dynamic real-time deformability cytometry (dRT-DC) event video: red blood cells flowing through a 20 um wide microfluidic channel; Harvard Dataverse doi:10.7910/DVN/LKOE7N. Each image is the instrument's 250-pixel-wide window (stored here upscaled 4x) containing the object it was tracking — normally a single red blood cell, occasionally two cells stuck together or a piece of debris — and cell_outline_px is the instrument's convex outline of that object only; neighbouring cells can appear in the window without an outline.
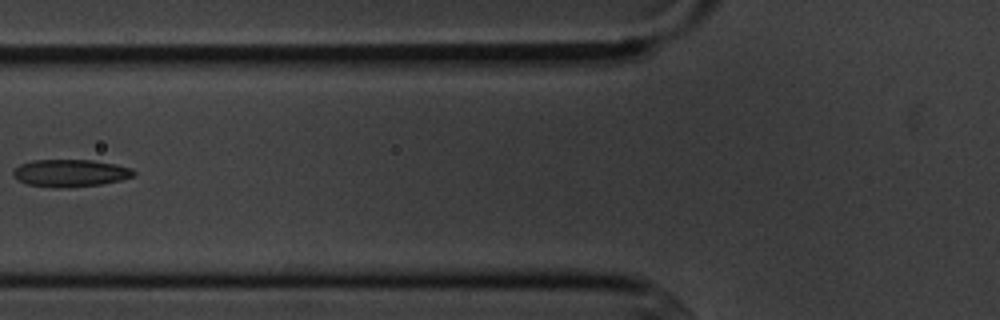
{"species": "common noctule bat (a hibernating species)", "species_latin": "Nyctalus noctula", "temperature_condition": "cold", "stored_images_in_passage": 6, "camera_frame_rate_fps": 3000, "um_per_image_px": 0.085, "animal": {"sex": "male", "body_mass_g": 20.1, "forearm_length_mm": 53.5}, "frame": {"image": 1, "passage_image": 5, "time_ms": 4.667, "image_size_px": [1000, 320], "cell_outline_px": [[136, 172], [132, 176], [120, 180], [100, 184], [56, 188], [52, 188], [28, 184], [16, 180], [12, 176], [12, 172], [20, 164], [32, 160], [92, 160], [116, 164], [132, 168]], "centroid_in_image_um": [5.94, 14.7], "position_along_channel_um": 119.9, "area_um2": 19.19}}
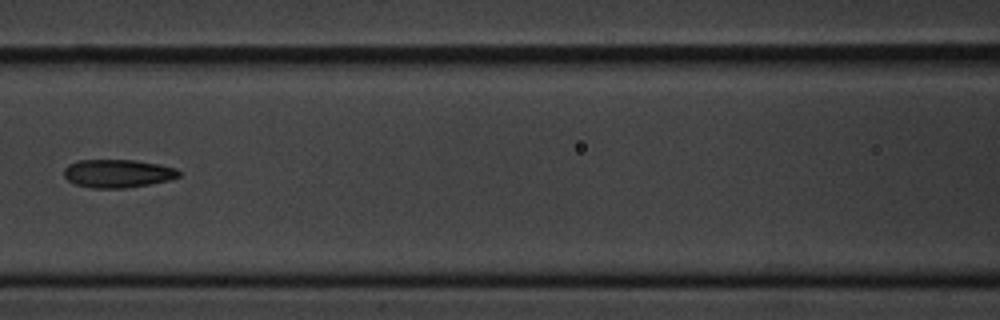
{"frame": {"image": 2, "passage_image": 6, "time_ms": 5.667, "image_size_px": [1000, 320], "cell_outline_px": [[180, 176], [168, 180], [148, 184], [124, 188], [92, 188], [76, 184], [68, 180], [64, 176], [64, 168], [68, 164], [76, 160], [136, 160], [160, 164], [176, 168], [180, 172]], "centroid_in_image_um": [9.99, 14.73], "position_along_channel_um": 156.6, "area_um2": 18.9}}